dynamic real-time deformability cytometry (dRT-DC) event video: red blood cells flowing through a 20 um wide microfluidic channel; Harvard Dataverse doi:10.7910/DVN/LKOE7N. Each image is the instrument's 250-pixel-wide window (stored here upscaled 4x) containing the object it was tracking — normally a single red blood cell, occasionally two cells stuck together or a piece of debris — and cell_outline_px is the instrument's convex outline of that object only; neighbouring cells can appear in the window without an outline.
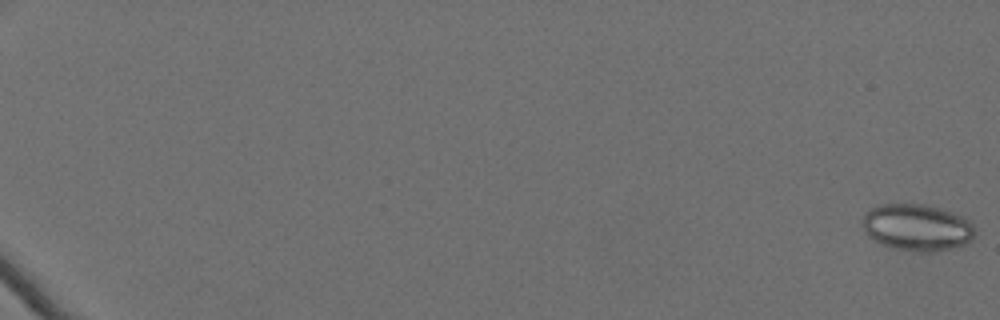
{"species": "Egyptian fruit bat (a non-hibernating species)", "species_latin": "Rousettus aegyptiacus", "temperature_condition": "cold", "stored_images_in_passage": 63, "camera_frame_rate_fps": 3000, "um_per_image_px": 0.085, "animal": {"sex": "female"}, "frame": {"image": 1, "passage_image": 1, "time_ms": 0.0, "image_size_px": [1000, 320], "cell_outline_px": [[976, 228], [972, 236], [964, 244], [952, 248], [932, 252], [920, 252], [896, 248], [880, 244], [868, 236], [864, 228], [864, 212], [880, 204], [924, 204], [952, 212], [968, 220]], "centroid_in_image_um": [77.93, 19.33], "position_along_channel_um": 7.1, "area_um2": 30.29}}
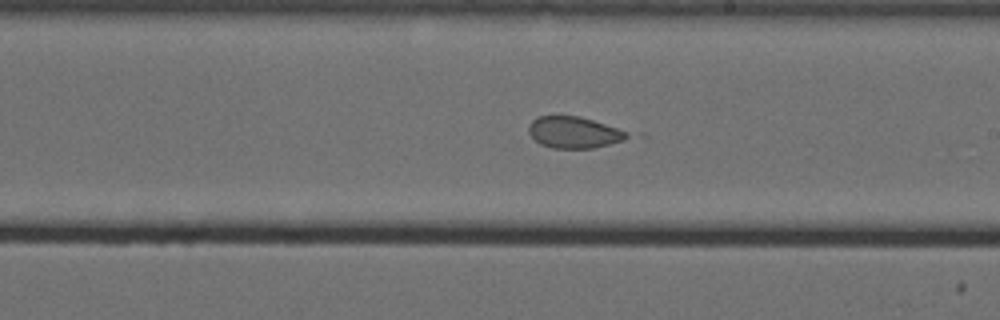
{"frame": {"image": 2, "passage_image": 41, "time_ms": 13.333, "image_size_px": [1000, 320], "cell_outline_px": [[632, 136], [624, 140], [592, 148], [552, 148], [540, 144], [528, 132], [528, 124], [532, 120], [540, 116], [580, 116], [616, 128]], "centroid_in_image_um": [48.74, 11.25], "position_along_channel_um": 240.3, "area_um2": 17.8}}
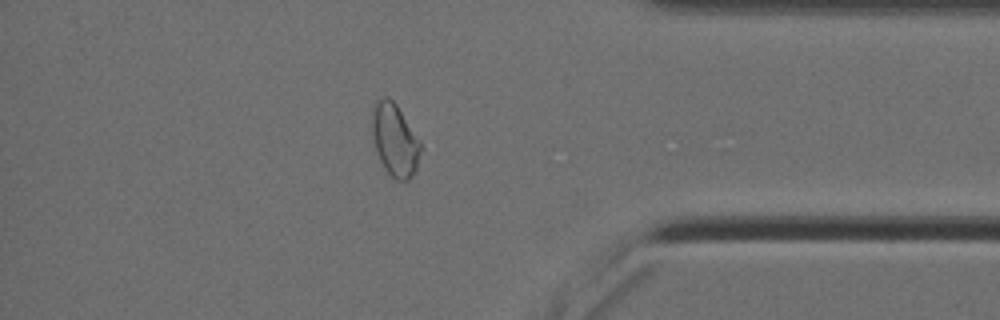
{"frame": {"image": 3, "passage_image": 56, "time_ms": 18.333, "image_size_px": [1000, 320], "cell_outline_px": [[424, 148], [416, 168], [412, 176], [408, 180], [396, 180], [384, 168], [376, 152], [372, 140], [372, 104], [376, 100], [384, 96], [388, 96], [396, 104], [420, 140]], "centroid_in_image_um": [33.56, 11.88], "position_along_channel_um": 401.6, "area_um2": 20.92}, "authors_computed_cell_mechanics": {"area_um2": 22.7732, "velocity_mm_per_s": 3.5216, "shape_relaxation_time_tau1_ms": null, "shape_relaxation_time_tau2_ms": 2.1101, "deformation_change_tau1": null, "deformation_change_tau2": 0.066}}